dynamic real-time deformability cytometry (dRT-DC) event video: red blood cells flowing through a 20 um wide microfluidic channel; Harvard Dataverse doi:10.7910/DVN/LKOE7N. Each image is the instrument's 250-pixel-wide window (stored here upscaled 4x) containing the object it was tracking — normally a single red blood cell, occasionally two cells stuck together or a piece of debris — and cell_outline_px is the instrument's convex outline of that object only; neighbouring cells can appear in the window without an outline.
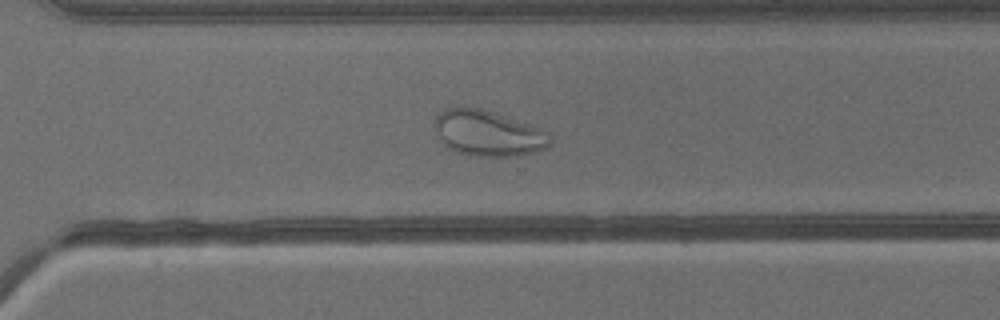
{"species": "common noctule bat (a hibernating species)", "species_latin": "Nyctalus noctula", "temperature_condition": "warm", "stored_images_in_passage": 43, "camera_frame_rate_fps": 3000, "um_per_image_px": 0.085, "animal": {"sex": "male", "body_mass_g": 13.3}, "frame": {"image": 1, "passage_image": 30, "time_ms": 9.667, "image_size_px": [1000, 320], "cell_outline_px": [[552, 140], [544, 148], [536, 152], [516, 156], [472, 156], [448, 148], [436, 136], [432, 124], [436, 116], [444, 108], [484, 108], [496, 112], [548, 132], [552, 136]], "centroid_in_image_um": [41.44, 11.32], "position_along_channel_um": 329.2, "area_um2": 30.87}}